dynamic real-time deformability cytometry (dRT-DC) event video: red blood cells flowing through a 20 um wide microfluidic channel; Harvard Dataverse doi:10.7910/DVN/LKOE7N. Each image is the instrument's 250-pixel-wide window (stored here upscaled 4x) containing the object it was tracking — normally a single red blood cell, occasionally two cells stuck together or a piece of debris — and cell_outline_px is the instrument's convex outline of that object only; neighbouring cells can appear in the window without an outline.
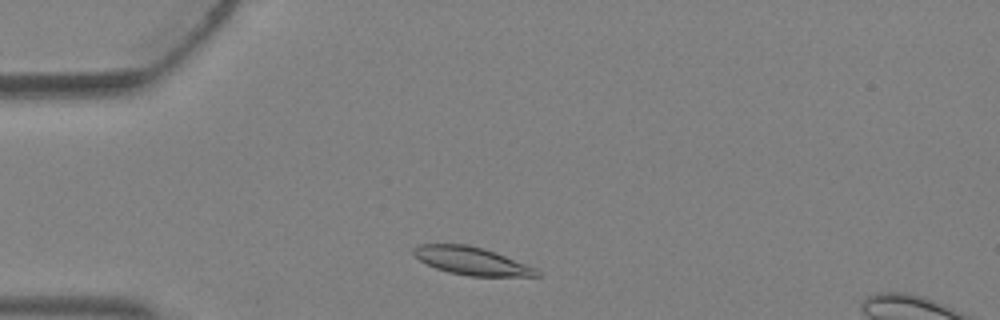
{"species": "Egyptian fruit bat (a non-hibernating species)", "species_latin": "Rousettus aegyptiacus", "temperature_condition": "warm", "stored_images_in_passage": 2, "camera_frame_rate_fps": 3000, "um_per_image_px": 0.085, "animal": {"sex": "female"}, "frame": {"image": 1, "passage_image": 1, "time_ms": 0.0, "image_size_px": [1000, 320], "cell_outline_px": [[540, 276], [468, 276], [448, 272], [436, 268], [420, 260], [412, 252], [412, 248], [416, 244], [468, 244], [484, 248], [496, 252], [536, 268], [540, 272]], "centroid_in_image_um": [40.08, 22.17], "position_along_channel_um": 44.9, "area_um2": 20.06}}